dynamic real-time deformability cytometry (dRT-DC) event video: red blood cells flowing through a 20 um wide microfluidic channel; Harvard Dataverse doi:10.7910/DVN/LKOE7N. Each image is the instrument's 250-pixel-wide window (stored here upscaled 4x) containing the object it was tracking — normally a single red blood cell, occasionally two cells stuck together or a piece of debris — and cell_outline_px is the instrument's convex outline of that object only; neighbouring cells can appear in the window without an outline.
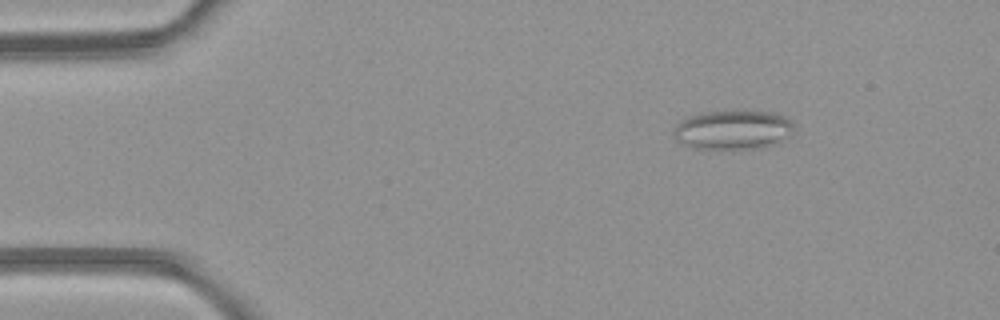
{"species": "common noctule bat (a hibernating species)", "species_latin": "Nyctalus noctula", "temperature_condition": "room temperature", "stored_images_in_passage": 4, "camera_frame_rate_fps": 3000, "um_per_image_px": 0.085, "animal": {"sex": "female", "body_mass_g": 21.9}, "frame": {"image": 1, "passage_image": 2, "time_ms": 1.333, "image_size_px": [1000, 320], "cell_outline_px": [[796, 128], [792, 132], [768, 144], [756, 148], [692, 148], [676, 140], [672, 132], [672, 128], [676, 124], [688, 116], [704, 112], [772, 112], [784, 116]], "centroid_in_image_um": [62.19, 11.02], "position_along_channel_um": 22.8, "area_um2": 26.65}}